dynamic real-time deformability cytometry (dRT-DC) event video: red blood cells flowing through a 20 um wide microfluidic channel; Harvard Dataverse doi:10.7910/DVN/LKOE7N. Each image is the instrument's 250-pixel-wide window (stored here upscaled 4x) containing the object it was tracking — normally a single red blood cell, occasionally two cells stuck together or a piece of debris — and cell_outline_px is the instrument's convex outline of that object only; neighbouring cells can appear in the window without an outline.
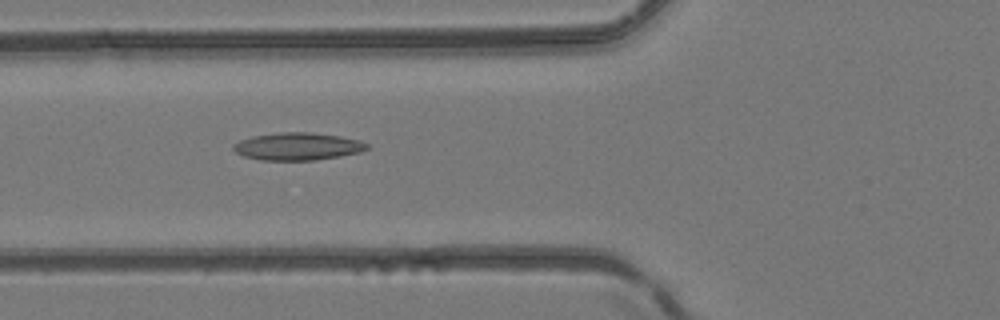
{"species": "common noctule bat (a hibernating species)", "species_latin": "Nyctalus noctula", "temperature_condition": "room temperature", "stored_images_in_passage": 47, "camera_frame_rate_fps": 3000, "um_per_image_px": 0.085, "animal": {"sex": "female", "body_mass_g": 24.6, "forearm_length_mm": 56.2}, "frame": {"image": 1, "passage_image": 18, "time_ms": 5.667, "image_size_px": [1000, 320], "cell_outline_px": [[368, 148], [360, 152], [340, 156], [316, 160], [260, 160], [244, 156], [236, 152], [232, 148], [232, 144], [240, 140], [252, 136], [280, 132], [312, 132], [340, 136], [360, 140], [368, 144]], "centroid_in_image_um": [25.29, 12.44], "position_along_channel_um": 100.5, "area_um2": 21.5}}
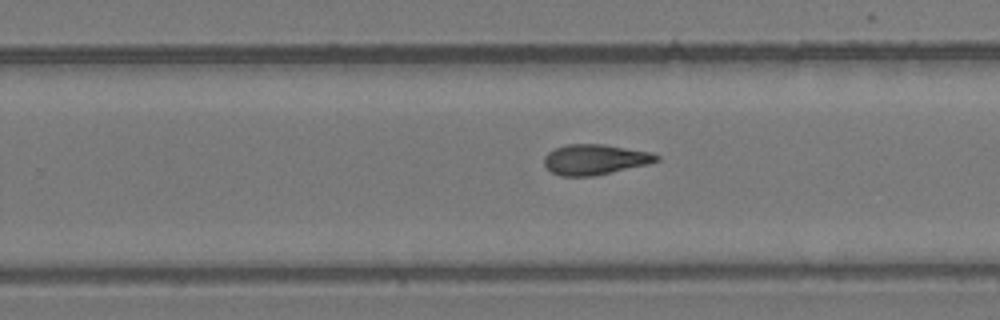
{"frame": {"image": 2, "passage_image": 30, "time_ms": 9.667, "image_size_px": [1000, 320], "cell_outline_px": [[660, 160], [648, 164], [592, 176], [560, 176], [552, 172], [544, 164], [544, 156], [548, 152], [564, 144], [604, 144], [652, 152], [660, 156]], "centroid_in_image_um": [50.58, 13.54], "position_along_channel_um": 279.2, "area_um2": 19.88}}
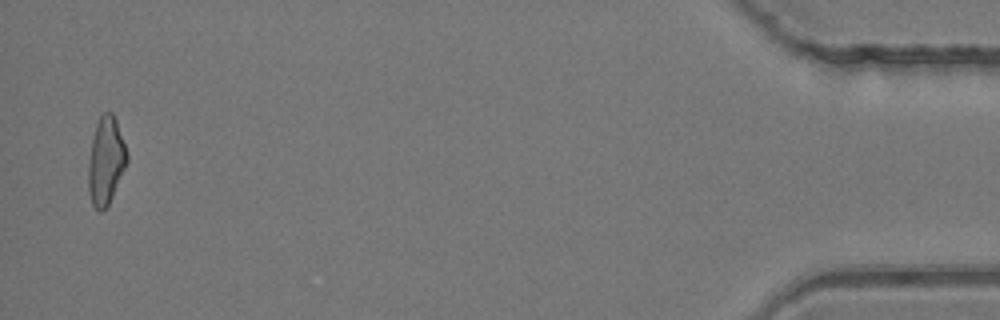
{"frame": {"image": 3, "passage_image": 46, "time_ms": 15.0, "image_size_px": [1000, 320], "cell_outline_px": [[128, 160], [112, 196], [108, 204], [100, 212], [92, 204], [88, 192], [88, 160], [92, 136], [96, 124], [100, 116], [104, 112], [112, 112], [116, 120], [128, 156]], "centroid_in_image_um": [8.97, 13.65], "position_along_channel_um": 426.2, "area_um2": 19.54}}